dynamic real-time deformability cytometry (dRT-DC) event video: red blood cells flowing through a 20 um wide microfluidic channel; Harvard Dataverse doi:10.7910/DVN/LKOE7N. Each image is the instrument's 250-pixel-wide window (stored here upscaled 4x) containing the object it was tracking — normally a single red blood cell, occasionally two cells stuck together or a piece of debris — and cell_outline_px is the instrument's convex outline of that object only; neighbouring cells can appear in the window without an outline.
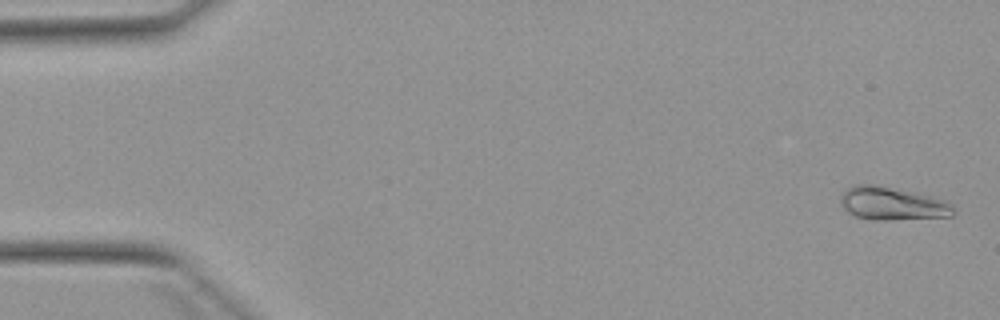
{"species": "Egyptian fruit bat (a non-hibernating species)", "species_latin": "Rousettus aegyptiacus", "temperature_condition": "warm", "stored_images_in_passage": 4, "camera_frame_rate_fps": 3000, "um_per_image_px": 0.085, "animal": {"sex": "female"}, "frame": {"image": 1, "passage_image": 1, "time_ms": 0.0, "image_size_px": [1000, 320], "cell_outline_px": [[956, 212], [952, 216], [888, 220], [876, 220], [856, 216], [848, 212], [844, 208], [840, 200], [840, 196], [848, 188], [856, 184], [872, 184], [916, 192], [932, 196], [944, 200], [952, 204], [956, 208]], "centroid_in_image_um": [75.89, 17.3], "position_along_channel_um": 9.1, "area_um2": 21.79}}
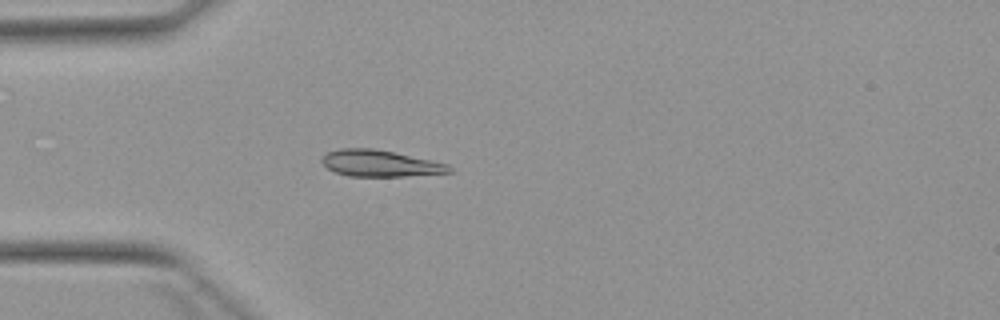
{"frame": {"image": 2, "passage_image": 4, "time_ms": 4.333, "image_size_px": [1000, 320], "cell_outline_px": [[452, 172], [404, 176], [348, 176], [336, 172], [328, 168], [320, 160], [320, 156], [328, 152], [340, 148], [372, 148], [432, 160], [448, 164], [452, 168]], "centroid_in_image_um": [32.28, 13.88], "position_along_channel_um": 52.7, "area_um2": 19.54}}